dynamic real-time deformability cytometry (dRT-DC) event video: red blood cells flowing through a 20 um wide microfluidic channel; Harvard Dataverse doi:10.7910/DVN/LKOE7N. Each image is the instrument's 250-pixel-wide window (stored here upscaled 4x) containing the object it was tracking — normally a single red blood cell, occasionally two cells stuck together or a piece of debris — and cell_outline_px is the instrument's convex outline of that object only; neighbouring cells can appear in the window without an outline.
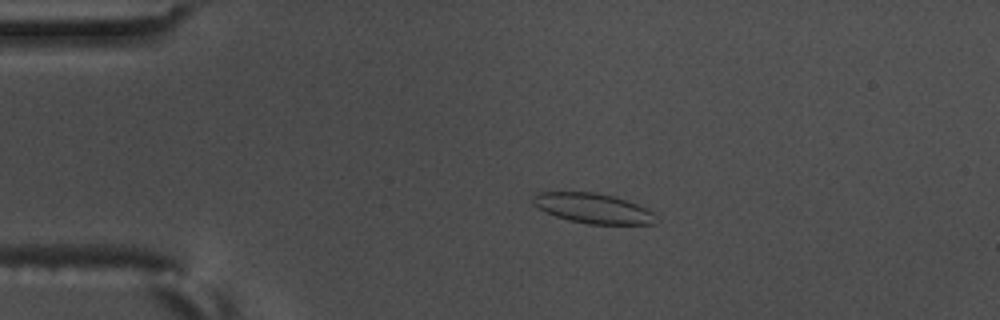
{"species": "common noctule bat (a hibernating species)", "species_latin": "Nyctalus noctula", "temperature_condition": "warm", "stored_images_in_passage": 57, "camera_frame_rate_fps": 3000, "um_per_image_px": 0.085, "animal": {"sex": "male", "body_mass_g": 17.5, "forearm_length_mm": 52.3}, "frame": {"image": 1, "passage_image": 12, "time_ms": 3.667, "image_size_px": [1000, 320], "cell_outline_px": [[656, 224], [588, 224], [568, 220], [544, 212], [532, 204], [532, 196], [536, 192], [596, 192], [612, 196], [636, 204], [652, 212]], "centroid_in_image_um": [50.32, 17.7], "position_along_channel_um": 34.7, "area_um2": 21.33}}
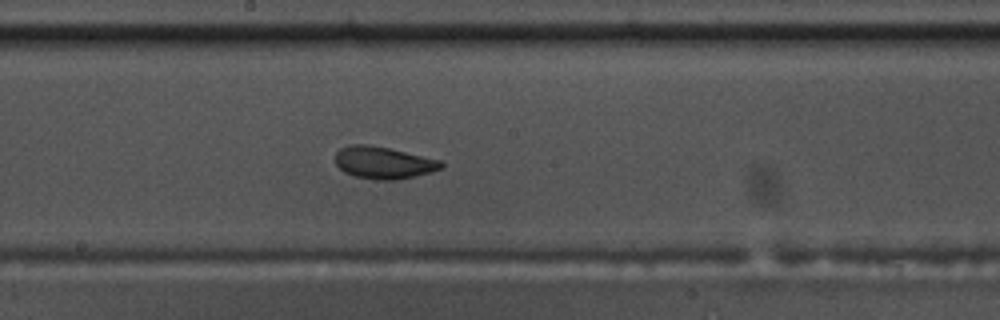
{"frame": {"image": 2, "passage_image": 31, "time_ms": 10.0, "image_size_px": [1000, 320], "cell_outline_px": [[444, 168], [432, 172], [396, 180], [380, 180], [356, 176], [344, 172], [336, 164], [336, 152], [340, 148], [352, 144], [368, 144], [388, 148], [440, 160], [444, 164]], "centroid_in_image_um": [32.61, 13.82], "position_along_channel_um": 215.6, "area_um2": 19.71}}
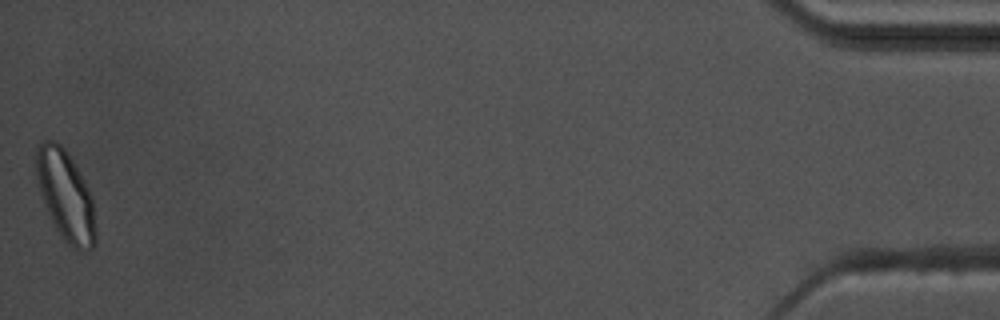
{"frame": {"image": 3, "passage_image": 57, "time_ms": 18.667, "image_size_px": [1000, 320], "cell_outline_px": [[96, 244], [92, 248], [80, 252], [68, 244], [64, 240], [56, 228], [48, 212], [40, 192], [36, 180], [36, 148], [44, 140], [56, 140], [64, 148], [72, 160], [84, 180], [92, 196], [96, 228]], "centroid_in_image_um": [5.59, 16.64], "position_along_channel_um": 429.6, "area_um2": 31.15}, "authors_computed_cell_mechanics": {"area_um2": 21.3282, "velocity_mm_per_s": 3.5663, "shape_relaxation_time_tau1_ms": 11.257, "shape_relaxation_time_tau2_ms": 1.8878, "deformation_change_tau1": 0.1729, "deformation_change_tau2": 0.0803}}